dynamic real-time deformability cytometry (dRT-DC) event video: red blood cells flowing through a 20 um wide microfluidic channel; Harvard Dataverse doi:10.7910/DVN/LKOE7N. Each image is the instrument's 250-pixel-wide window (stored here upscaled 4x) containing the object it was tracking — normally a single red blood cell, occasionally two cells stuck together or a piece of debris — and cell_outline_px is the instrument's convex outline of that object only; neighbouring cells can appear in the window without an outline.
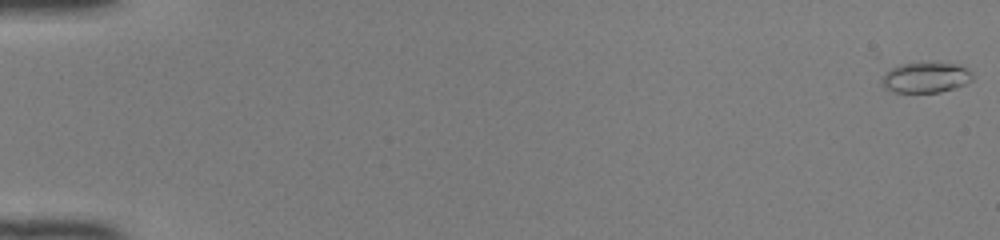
{"species": "common noctule bat (a hibernating species)", "species_latin": "Nyctalus noctula", "temperature_condition": "room temperature", "stored_images_in_passage": 12, "camera_frame_rate_fps": 3000, "um_per_image_px": 0.085, "animal": {"sex": "female", "body_mass_g": 22.0, "forearm_length_mm": 56.7}, "frame": {"image": 1, "passage_image": 1, "time_ms": 0.0, "image_size_px": [1000, 240], "cell_outline_px": [[972, 80], [956, 88], [940, 92], [892, 92], [884, 88], [880, 84], [880, 76], [892, 68], [900, 64], [956, 64], [968, 68], [972, 72]], "centroid_in_image_um": [78.65, 6.61], "position_along_channel_um": 6.4, "area_um2": 16.01}}